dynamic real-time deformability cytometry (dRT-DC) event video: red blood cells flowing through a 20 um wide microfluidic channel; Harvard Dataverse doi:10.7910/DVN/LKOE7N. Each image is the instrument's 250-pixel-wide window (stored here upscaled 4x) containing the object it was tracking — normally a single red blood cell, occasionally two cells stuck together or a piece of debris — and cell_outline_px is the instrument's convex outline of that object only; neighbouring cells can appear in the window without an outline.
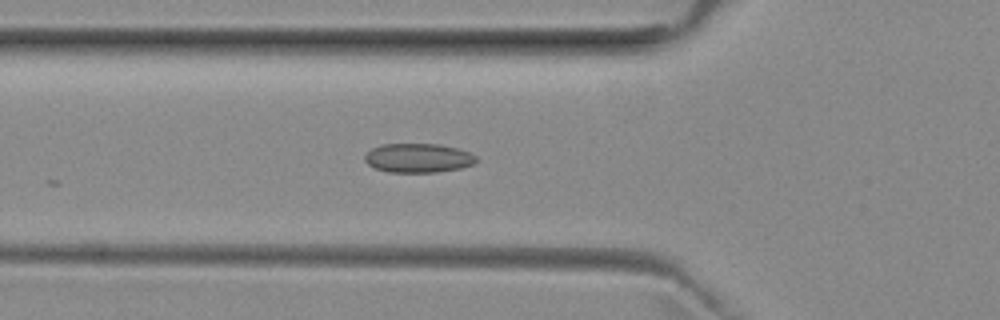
{"species": "common noctule bat (a hibernating species)", "species_latin": "Nyctalus noctula", "temperature_condition": "room temperature", "stored_images_in_passage": 23, "camera_frame_rate_fps": 3000, "um_per_image_px": 0.085, "animal": {"sex": "female", "body_mass_g": 29.2, "forearm_length_mm": 56.3}, "frame": {"image": 1, "passage_image": 18, "time_ms": 5.667, "image_size_px": [1000, 320], "cell_outline_px": [[476, 160], [472, 164], [460, 168], [436, 172], [388, 172], [376, 168], [368, 164], [364, 160], [364, 156], [372, 148], [384, 144], [440, 144], [456, 148], [468, 152], [476, 156]], "centroid_in_image_um": [35.52, 13.43], "position_along_channel_um": 90.3, "area_um2": 18.73}}
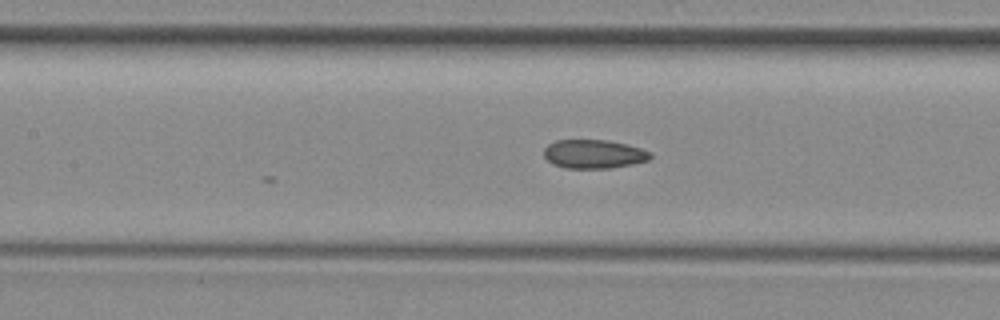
{"frame": {"image": 2, "passage_image": 23, "time_ms": 7.333, "image_size_px": [1000, 320], "cell_outline_px": [[652, 156], [648, 160], [632, 164], [612, 168], [564, 168], [548, 160], [544, 156], [544, 148], [548, 144], [556, 140], [608, 140], [628, 144], [652, 152]], "centroid_in_image_um": [50.5, 13.08], "position_along_channel_um": 156.9, "area_um2": 17.86}}